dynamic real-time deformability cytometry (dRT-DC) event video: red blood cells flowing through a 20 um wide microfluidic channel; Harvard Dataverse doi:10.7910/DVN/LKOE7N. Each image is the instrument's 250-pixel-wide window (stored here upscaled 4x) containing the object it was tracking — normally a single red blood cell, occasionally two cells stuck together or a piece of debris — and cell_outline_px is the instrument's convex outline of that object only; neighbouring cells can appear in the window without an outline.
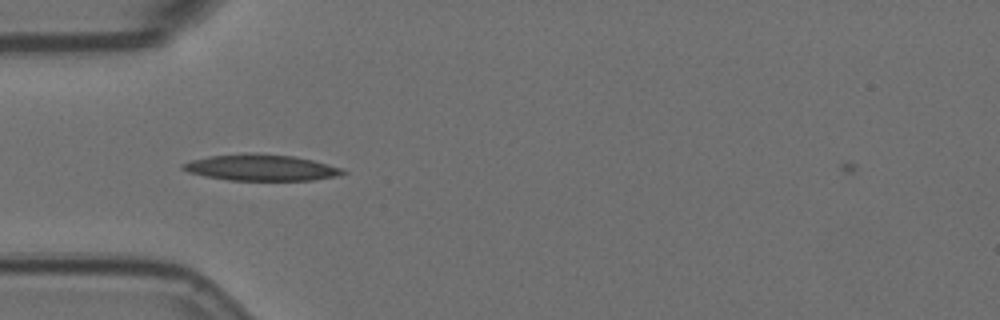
{"species": "Egyptian fruit bat (a non-hibernating species)", "species_latin": "Rousettus aegyptiacus", "temperature_condition": "room temperature", "stored_images_in_passage": 6, "camera_frame_rate_fps": 3000, "um_per_image_px": 0.085, "animal": {"sex": "female"}, "frame": {"image": 1, "passage_image": 5, "time_ms": 1.333, "image_size_px": [1000, 320], "cell_outline_px": [[348, 172], [340, 176], [312, 180], [228, 180], [204, 176], [188, 172], [180, 168], [180, 164], [192, 160], [208, 156], [244, 152], [252, 152], [292, 156], [312, 160], [328, 164], [340, 168]], "centroid_in_image_um": [22.15, 14.24], "position_along_channel_um": 62.8, "area_um2": 24.68}}
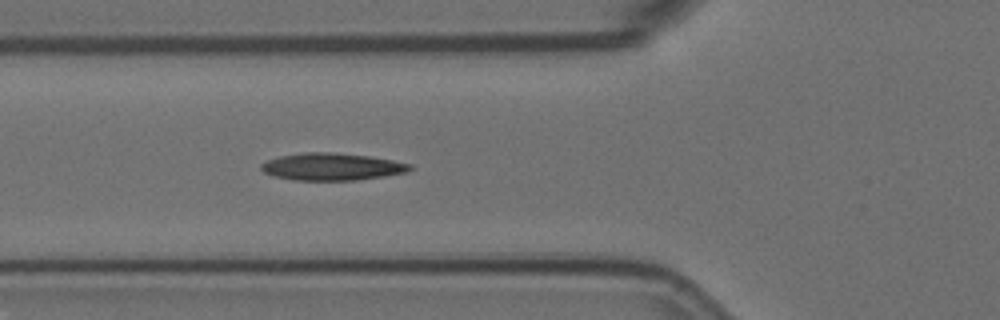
{"frame": {"image": 2, "passage_image": 6, "time_ms": 1.667, "image_size_px": [1000, 320], "cell_outline_px": [[412, 168], [408, 172], [384, 176], [356, 180], [292, 180], [272, 176], [264, 172], [260, 168], [260, 164], [268, 160], [280, 156], [308, 152], [328, 152], [368, 156], [392, 160], [412, 164]], "centroid_in_image_um": [28.2, 14.18], "position_along_channel_um": 97.6, "area_um2": 23.52}}